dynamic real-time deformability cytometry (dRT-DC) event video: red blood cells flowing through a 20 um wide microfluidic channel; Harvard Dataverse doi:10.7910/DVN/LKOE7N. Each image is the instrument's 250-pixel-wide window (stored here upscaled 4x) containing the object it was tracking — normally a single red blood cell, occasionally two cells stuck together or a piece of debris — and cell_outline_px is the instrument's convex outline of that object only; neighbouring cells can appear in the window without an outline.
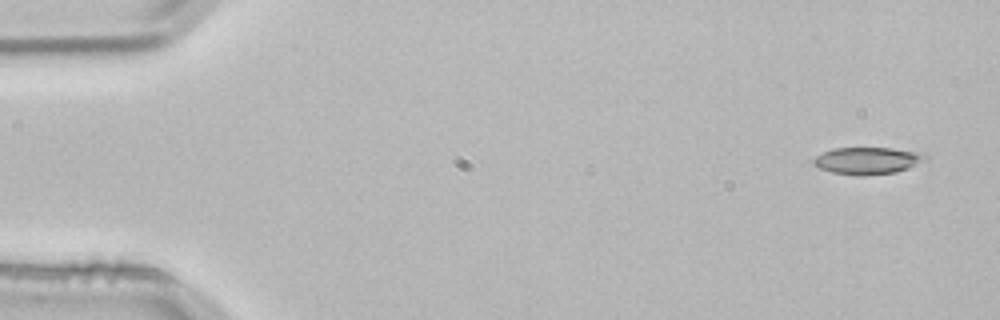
{"species": "common noctule bat (a hibernating species)", "species_latin": "Nyctalus noctula", "temperature_condition": "room temperature", "stored_images_in_passage": 4, "camera_frame_rate_fps": 3000, "um_per_image_px": 0.085, "animal": {"sex": "male", "body_mass_g": 21.5, "forearm_length_mm": 52.0}, "frame": {"image": 1, "passage_image": 1, "time_ms": 0.0, "image_size_px": [1000, 320], "cell_outline_px": [[928, 160], [908, 168], [896, 172], [832, 172], [820, 168], [812, 164], [812, 160], [816, 156], [832, 148], [892, 148], [924, 152], [928, 156]], "centroid_in_image_um": [73.81, 13.59], "position_along_channel_um": 11.2, "area_um2": 16.88}}
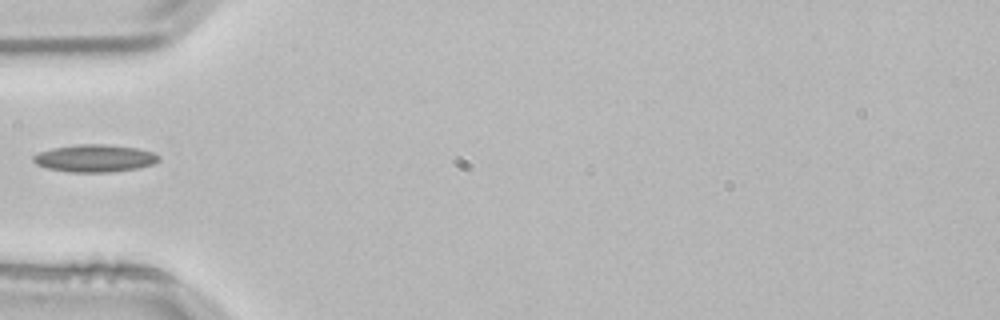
{"frame": {"image": 2, "passage_image": 4, "time_ms": 1.0, "image_size_px": [1000, 320], "cell_outline_px": [[160, 160], [152, 164], [136, 168], [108, 172], [72, 172], [48, 168], [36, 164], [32, 160], [32, 156], [40, 152], [52, 148], [80, 144], [104, 144], [136, 148], [152, 152], [160, 156]], "centroid_in_image_um": [8.04, 13.45], "position_along_channel_um": 77.0, "area_um2": 19.83}}